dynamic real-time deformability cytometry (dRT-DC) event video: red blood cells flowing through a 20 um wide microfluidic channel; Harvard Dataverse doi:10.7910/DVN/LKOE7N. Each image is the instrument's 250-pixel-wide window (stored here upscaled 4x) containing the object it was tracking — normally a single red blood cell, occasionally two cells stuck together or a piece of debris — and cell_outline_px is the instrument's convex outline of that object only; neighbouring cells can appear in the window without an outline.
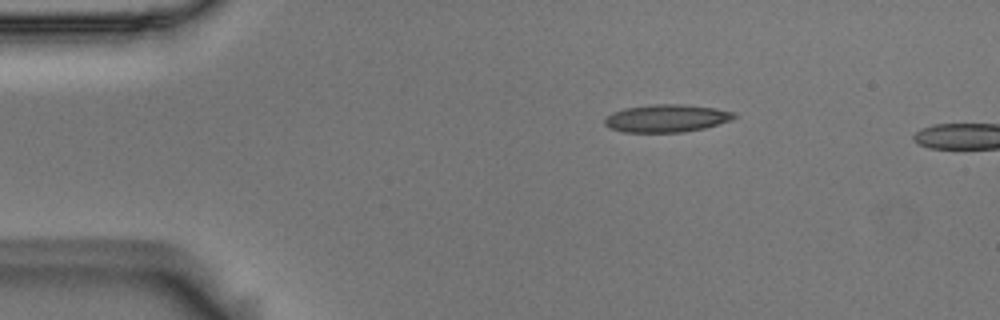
{"species": "Egyptian fruit bat (a non-hibernating species)", "species_latin": "Rousettus aegyptiacus", "temperature_condition": "room temperature", "stored_images_in_passage": 2, "camera_frame_rate_fps": 3000, "um_per_image_px": 0.085, "animal": {"sex": "male"}, "frame": {"image": 1, "passage_image": 1, "time_ms": 0.0, "image_size_px": [1000, 320], "cell_outline_px": [[736, 116], [732, 120], [704, 128], [684, 132], [624, 132], [608, 128], [604, 124], [604, 116], [612, 112], [624, 108], [652, 104], [684, 104], [716, 108], [736, 112]], "centroid_in_image_um": [56.63, 10.05], "position_along_channel_um": 28.4, "area_um2": 21.15}}